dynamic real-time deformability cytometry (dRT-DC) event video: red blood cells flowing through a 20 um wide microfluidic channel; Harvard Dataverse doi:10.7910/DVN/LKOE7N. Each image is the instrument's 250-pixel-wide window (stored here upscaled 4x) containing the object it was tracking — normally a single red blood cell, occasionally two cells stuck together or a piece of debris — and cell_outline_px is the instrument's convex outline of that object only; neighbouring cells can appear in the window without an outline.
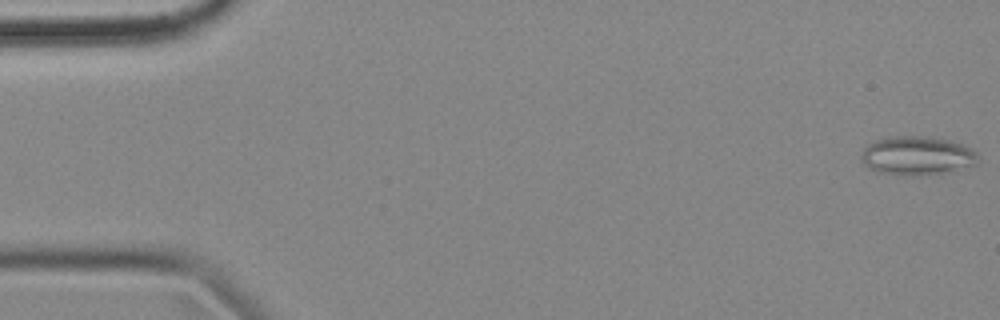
{"species": "common noctule bat (a hibernating species)", "species_latin": "Nyctalus noctula", "temperature_condition": "cold", "stored_images_in_passage": 56, "camera_frame_rate_fps": 3000, "um_per_image_px": 0.085, "animal": {"sex": "female", "body_mass_g": 18.4}, "frame": {"image": 1, "passage_image": 1, "time_ms": 0.0, "image_size_px": [1000, 320], "cell_outline_px": [[976, 164], [944, 172], [920, 176], [904, 176], [876, 172], [868, 168], [860, 160], [860, 156], [864, 148], [872, 140], [884, 136], [928, 136], [948, 140], [964, 144], [972, 148], [976, 152]], "centroid_in_image_um": [77.87, 13.22], "position_along_channel_um": 7.1, "area_um2": 26.82}}
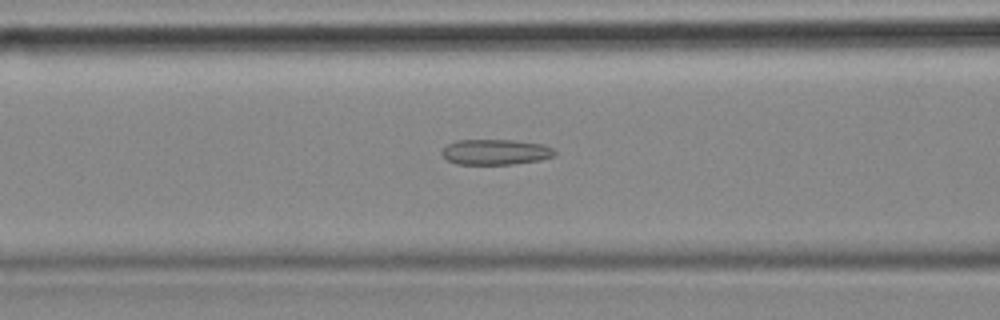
{"frame": {"image": 2, "passage_image": 22, "time_ms": 7.0, "image_size_px": [1000, 320], "cell_outline_px": [[556, 156], [540, 160], [512, 164], [456, 164], [448, 160], [440, 152], [448, 144], [456, 140], [516, 140], [544, 144], [552, 148], [556, 152]], "centroid_in_image_um": [42.15, 12.91], "position_along_channel_um": 124.4, "area_um2": 16.82}}
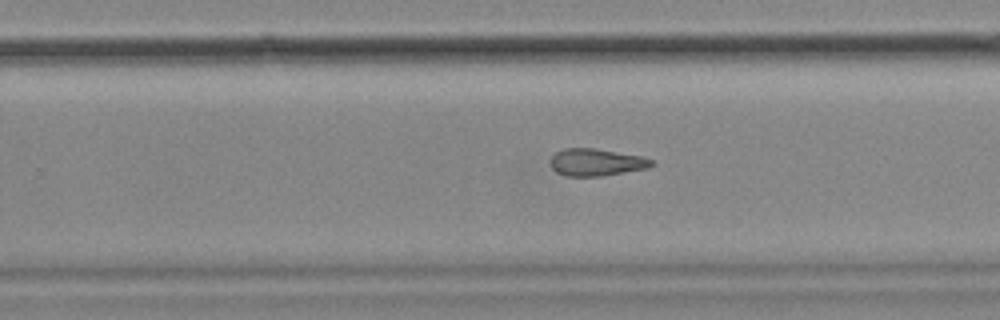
{"frame": {"image": 3, "passage_image": 35, "time_ms": 11.333, "image_size_px": [1000, 320], "cell_outline_px": [[656, 164], [648, 168], [600, 176], [564, 176], [556, 172], [552, 168], [548, 160], [556, 152], [564, 148], [592, 148], [640, 156], [656, 160]], "centroid_in_image_um": [50.67, 13.8], "position_along_channel_um": 279.1, "area_um2": 16.13}, "authors_computed_cell_mechanics": {"area_um2": 17.2822, "velocity_mm_per_s": 3.5839, "shape_relaxation_time_tau1_ms": null, "shape_relaxation_time_tau2_ms": 5.6439, "deformation_change_tau1": null, "deformation_change_tau2": 0.1588}}